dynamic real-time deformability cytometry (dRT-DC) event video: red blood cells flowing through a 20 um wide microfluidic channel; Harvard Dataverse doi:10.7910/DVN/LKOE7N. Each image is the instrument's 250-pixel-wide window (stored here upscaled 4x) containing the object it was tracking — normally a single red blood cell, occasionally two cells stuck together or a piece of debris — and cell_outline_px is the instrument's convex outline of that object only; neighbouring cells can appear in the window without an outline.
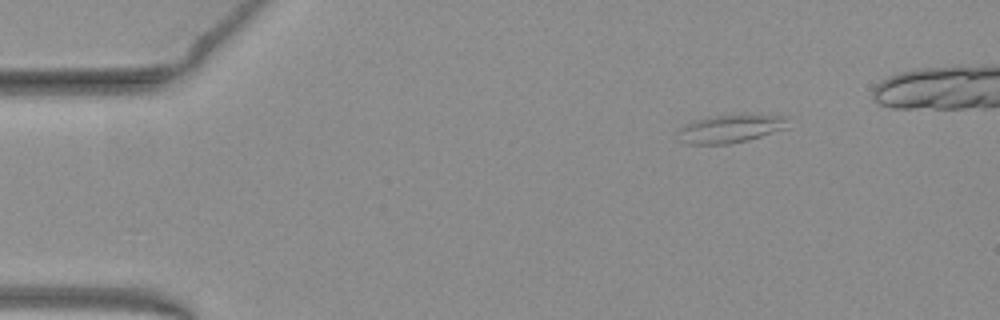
{"species": "common noctule bat (a hibernating species)", "species_latin": "Nyctalus noctula", "temperature_condition": "warm", "stored_images_in_passage": 41, "segment_of_instrument_passage": [1, 2], "camera_frame_rate_fps": 3000, "um_per_image_px": 0.085, "animal": {"sex": "female", "body_mass_g": 19.3, "forearm_length_mm": 54.1}, "frame": {"image": 1, "passage_image": 2, "time_ms": 0.333, "image_size_px": [1000, 320], "cell_outline_px": [[788, 128], [748, 140], [728, 144], [688, 144], [676, 132], [684, 124], [692, 120], [708, 116], [744, 112], [788, 116]], "centroid_in_image_um": [62.15, 10.88], "position_along_channel_um": 22.8, "area_um2": 18.84}}
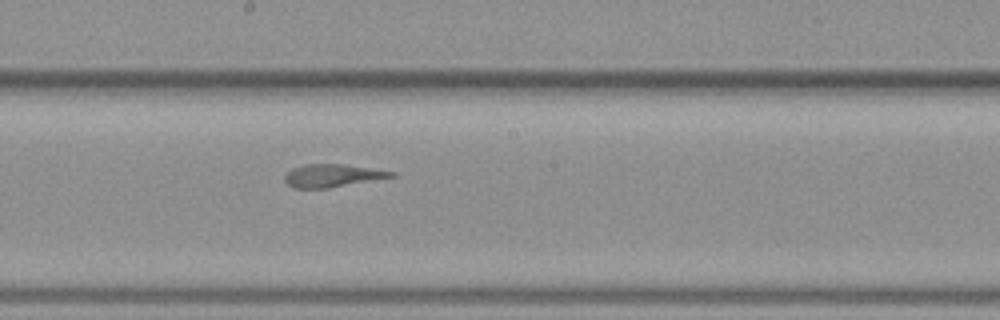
{"frame": {"image": 2, "passage_image": 23, "time_ms": 7.333, "image_size_px": [1000, 320], "cell_outline_px": [[396, 176], [328, 188], [292, 188], [284, 180], [284, 176], [292, 168], [304, 164], [344, 164], [396, 172]], "centroid_in_image_um": [28.22, 14.92], "position_along_channel_um": 220.0, "area_um2": 14.1}}
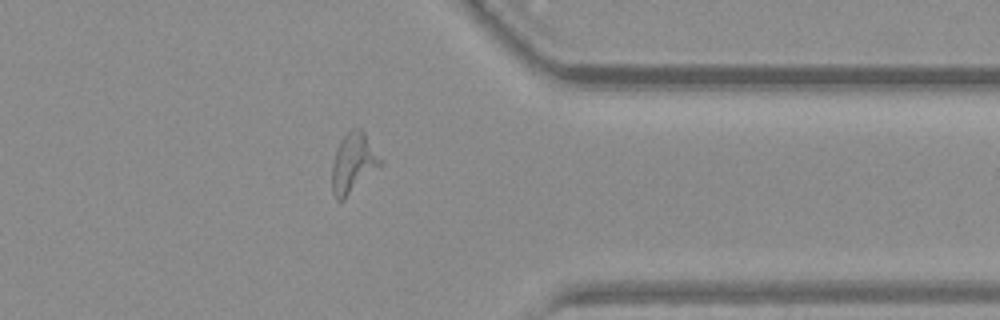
{"frame": {"image": 3, "passage_image": 36, "time_ms": 11.667, "image_size_px": [1000, 320], "cell_outline_px": [[384, 164], [344, 200], [336, 200], [332, 192], [332, 164], [336, 148], [340, 140], [352, 128], [360, 128], [364, 132], [384, 160]], "centroid_in_image_um": [30.06, 13.87], "position_along_channel_um": 381.3, "area_um2": 17.28}}